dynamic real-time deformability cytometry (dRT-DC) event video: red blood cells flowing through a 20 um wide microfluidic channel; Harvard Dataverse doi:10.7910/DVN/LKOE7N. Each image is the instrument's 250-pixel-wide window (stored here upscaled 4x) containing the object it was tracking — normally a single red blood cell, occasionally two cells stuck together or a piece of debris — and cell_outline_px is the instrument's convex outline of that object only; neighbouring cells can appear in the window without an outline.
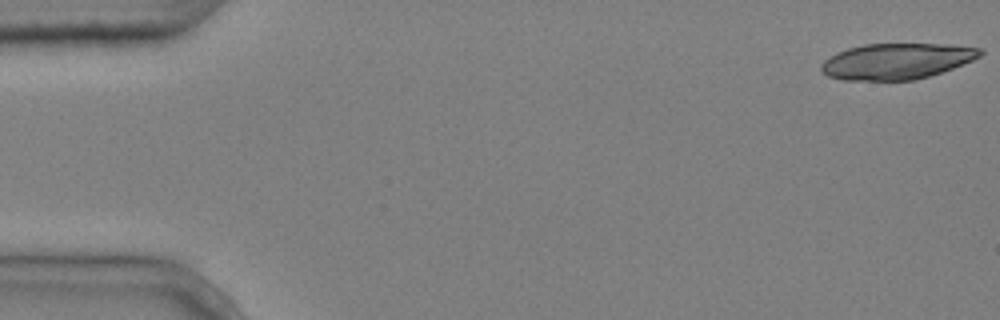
{"species": "common noctule bat (a hibernating species)", "species_latin": "Nyctalus noctula", "temperature_condition": "cold", "stored_images_in_passage": 5, "camera_frame_rate_fps": 3000, "um_per_image_px": 0.085, "animal": {"sex": "male", "body_mass_g": 20.4}, "frame": {"image": 1, "passage_image": 1, "time_ms": 0.0, "image_size_px": [1000, 320], "cell_outline_px": [[984, 52], [980, 56], [972, 60], [952, 68], [928, 76], [912, 80], [844, 80], [828, 76], [820, 72], [820, 64], [824, 60], [836, 52], [848, 48], [864, 44], [952, 44], [984, 48]], "centroid_in_image_um": [76.2, 5.19], "position_along_channel_um": 8.8, "area_um2": 33.35}}